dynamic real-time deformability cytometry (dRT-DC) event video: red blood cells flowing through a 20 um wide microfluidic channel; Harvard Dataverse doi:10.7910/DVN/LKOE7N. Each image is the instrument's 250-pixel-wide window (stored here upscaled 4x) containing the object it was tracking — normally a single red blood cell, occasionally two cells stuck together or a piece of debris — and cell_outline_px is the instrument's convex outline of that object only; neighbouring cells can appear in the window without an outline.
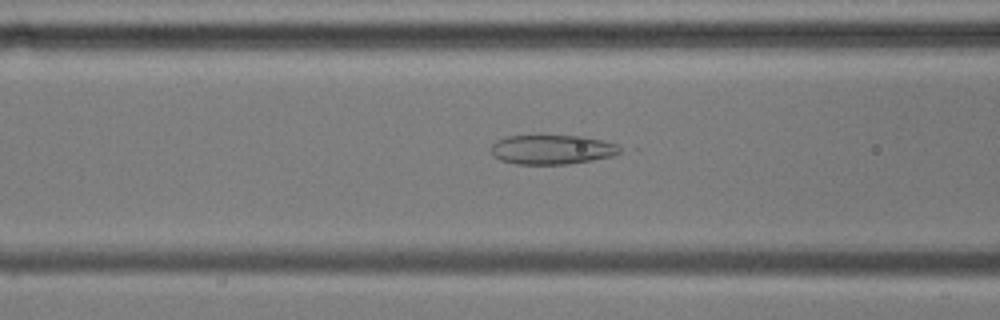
{"species": "common noctule bat (a hibernating species)", "species_latin": "Nyctalus noctula", "temperature_condition": "cold", "stored_images_in_passage": 55, "camera_frame_rate_fps": 3000, "um_per_image_px": 0.085, "animal": {"sex": "male", "body_mass_g": 17.9, "forearm_length_mm": 54.2}, "frame": {"image": 1, "passage_image": 21, "time_ms": 6.667, "image_size_px": [1000, 320], "cell_outline_px": [[624, 148], [620, 152], [612, 156], [592, 160], [568, 164], [516, 164], [500, 160], [492, 156], [492, 144], [496, 140], [504, 136], [584, 136], [604, 140], [616, 144]], "centroid_in_image_um": [46.93, 12.71], "position_along_channel_um": 119.7, "area_um2": 22.25}}
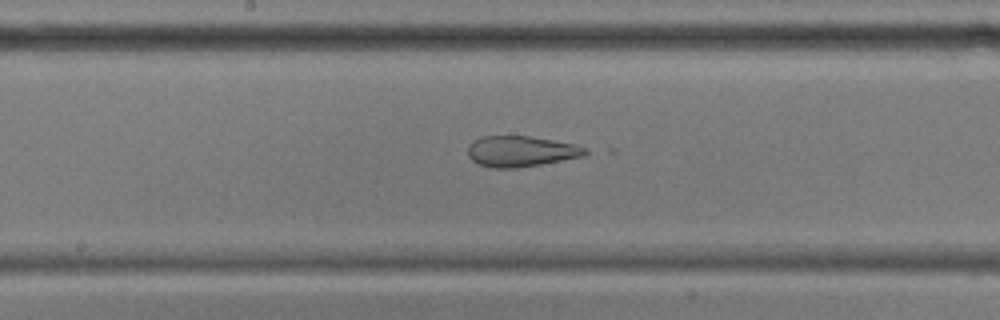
{"frame": {"image": 2, "passage_image": 28, "time_ms": 9.0, "image_size_px": [1000, 320], "cell_outline_px": [[592, 152], [584, 156], [540, 164], [516, 168], [492, 168], [480, 164], [472, 160], [468, 156], [468, 148], [476, 140], [484, 136], [528, 136], [576, 144], [588, 148]], "centroid_in_image_um": [44.35, 12.87], "position_along_channel_um": 203.9, "area_um2": 20.92}}
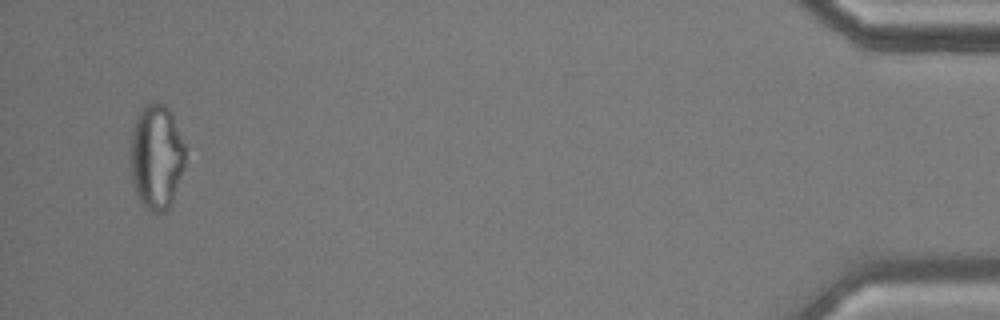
{"frame": {"image": 3, "passage_image": 53, "time_ms": 17.333, "image_size_px": [1000, 320], "cell_outline_px": [[184, 168], [172, 200], [168, 208], [164, 212], [152, 212], [144, 208], [136, 192], [132, 180], [128, 152], [132, 132], [136, 120], [140, 112], [148, 104], [156, 100], [160, 100], [168, 108], [172, 116], [184, 144]], "centroid_in_image_um": [13.26, 13.34], "position_along_channel_um": 421.9, "area_um2": 33.52}, "authors_computed_cell_mechanics": {"area_um2": 29.1312, "velocity_mm_per_s": 3.5998, "shape_relaxation_time_tau1_ms": null, "shape_relaxation_time_tau2_ms": 2.3262, "deformation_change_tau1": null, "deformation_change_tau2": 0.1104}}